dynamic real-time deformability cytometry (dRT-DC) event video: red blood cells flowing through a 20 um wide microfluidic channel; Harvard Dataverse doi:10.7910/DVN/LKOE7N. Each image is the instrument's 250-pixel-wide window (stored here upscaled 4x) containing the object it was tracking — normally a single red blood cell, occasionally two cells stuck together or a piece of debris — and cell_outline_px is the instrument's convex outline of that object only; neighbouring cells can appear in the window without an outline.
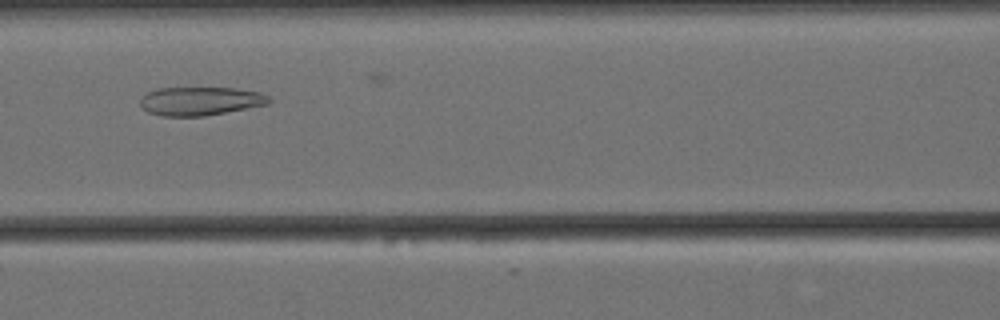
{"species": "Egyptian fruit bat (a non-hibernating species)", "species_latin": "Rousettus aegyptiacus", "temperature_condition": "cold", "stored_images_in_passage": 39, "camera_frame_rate_fps": 3000, "um_per_image_px": 0.085, "animal": {"sex": "female"}, "frame": {"image": 1, "passage_image": 12, "time_ms": 3.667, "image_size_px": [1000, 320], "cell_outline_px": [[272, 100], [268, 104], [204, 116], [160, 116], [148, 112], [140, 104], [140, 96], [156, 88], [236, 88], [260, 92], [268, 96]], "centroid_in_image_um": [17.01, 8.59], "position_along_channel_um": 149.6, "area_um2": 21.44}}
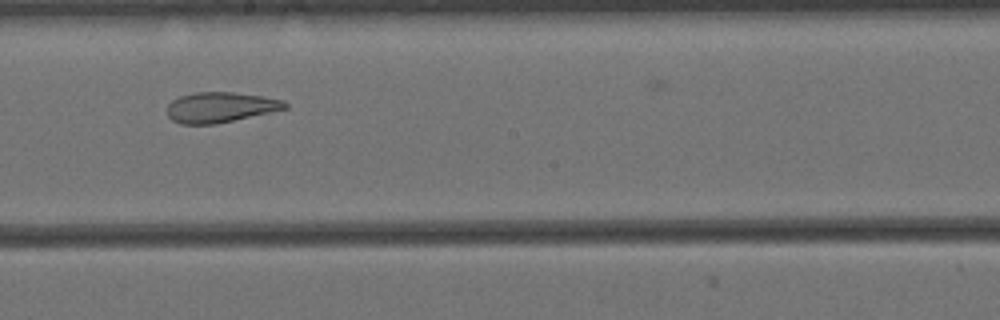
{"frame": {"image": 2, "passage_image": 19, "time_ms": 6.0, "image_size_px": [1000, 320], "cell_outline_px": [[288, 108], [216, 124], [180, 124], [172, 120], [168, 116], [168, 104], [172, 100], [180, 96], [196, 92], [232, 92], [264, 96], [284, 100], [288, 104]], "centroid_in_image_um": [18.73, 9.11], "position_along_channel_um": 229.5, "area_um2": 20.81}}
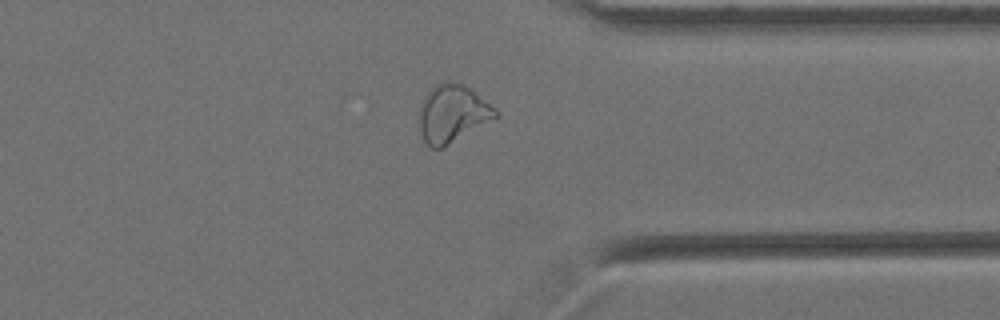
{"frame": {"image": 3, "passage_image": 32, "time_ms": 10.333, "image_size_px": [1000, 320], "cell_outline_px": [[500, 116], [440, 148], [432, 148], [424, 140], [420, 128], [420, 104], [424, 96], [436, 84], [444, 80], [448, 80], [464, 84], [496, 108], [500, 112]], "centroid_in_image_um": [38.48, 9.61], "position_along_channel_um": 372.9, "area_um2": 25.37}}